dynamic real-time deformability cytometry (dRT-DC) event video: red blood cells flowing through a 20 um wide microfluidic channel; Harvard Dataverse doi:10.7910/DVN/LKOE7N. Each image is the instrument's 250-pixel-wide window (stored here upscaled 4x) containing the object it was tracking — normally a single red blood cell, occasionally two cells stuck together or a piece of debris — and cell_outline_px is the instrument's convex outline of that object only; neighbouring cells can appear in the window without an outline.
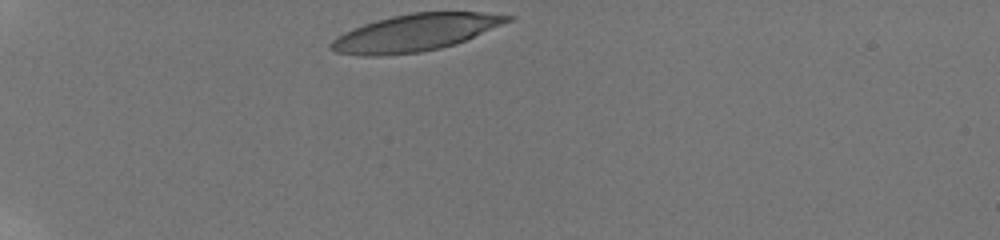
{"species": "human", "species_latin": "Homo sapiens", "temperature_condition": "room temperature", "stored_images_in_passage": 34, "camera_frame_rate_fps": 3000, "um_per_image_px": 0.085, "donor": {"sex": "male"}, "frame": {"image": 1, "passage_image": 1, "time_ms": 0.0, "image_size_px": [1000, 240], "cell_outline_px": [[516, 16], [512, 20], [464, 40], [440, 48], [420, 52], [380, 56], [360, 56], [336, 52], [328, 48], [328, 44], [336, 36], [352, 28], [376, 20], [392, 16], [412, 12], [484, 12]], "centroid_in_image_um": [35.24, 2.77], "position_along_channel_um": 49.8, "area_um2": 37.97}}
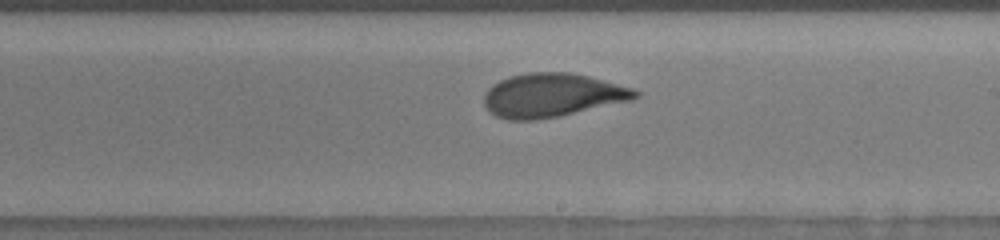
{"frame": {"image": 2, "passage_image": 20, "time_ms": 6.333, "image_size_px": [1000, 240], "cell_outline_px": [[640, 96], [632, 100], [560, 116], [536, 120], [508, 120], [496, 116], [488, 112], [484, 104], [484, 92], [492, 84], [508, 76], [528, 72], [568, 72], [588, 76], [632, 88], [640, 92]], "centroid_in_image_um": [46.89, 8.1], "position_along_channel_um": 242.1, "area_um2": 38.73}}
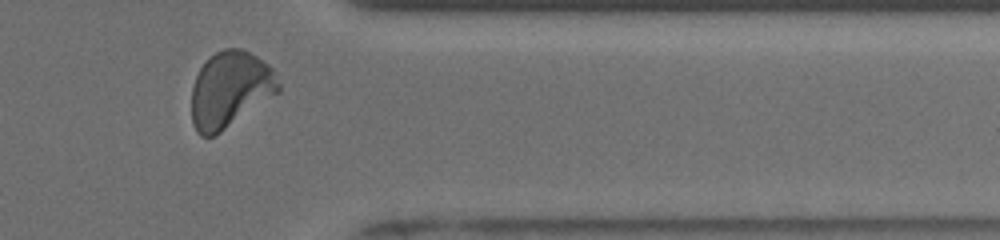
{"frame": {"image": 3, "passage_image": 32, "time_ms": 10.333, "image_size_px": [1000, 240], "cell_outline_px": [[280, 92], [216, 136], [200, 136], [196, 132], [192, 124], [192, 88], [196, 76], [200, 68], [216, 52], [224, 48], [244, 48], [268, 64], [276, 72], [280, 84]], "centroid_in_image_um": [19.58, 7.63], "position_along_channel_um": 391.8, "area_um2": 38.9}, "authors_computed_cell_mechanics": {"area_um2": 38.7549, "velocity_mm_per_s": 3.8333, "shape_relaxation_time_tau1_ms": 4.5592, "shape_relaxation_time_tau2_ms": 1.0626, "deformation_change_tau1": 0.1918, "deformation_change_tau2": 0.0586}}